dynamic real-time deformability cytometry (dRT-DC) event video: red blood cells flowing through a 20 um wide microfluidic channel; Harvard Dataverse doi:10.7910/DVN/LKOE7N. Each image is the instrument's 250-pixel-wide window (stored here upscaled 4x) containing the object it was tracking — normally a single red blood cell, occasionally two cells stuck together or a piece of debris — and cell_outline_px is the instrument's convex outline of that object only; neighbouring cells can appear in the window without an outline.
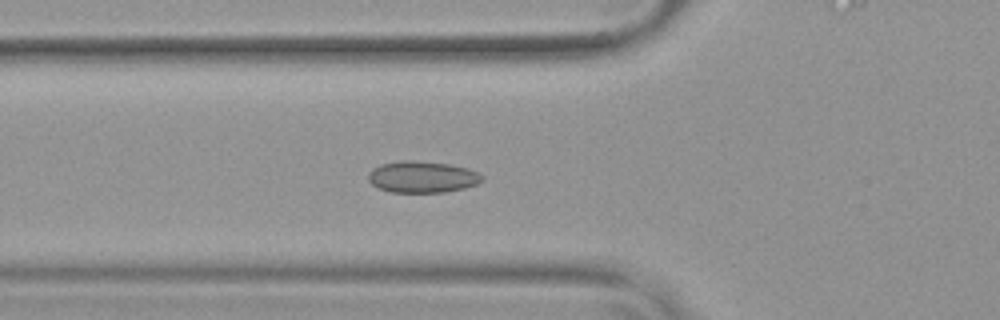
{"species": "common noctule bat (a hibernating species)", "species_latin": "Nyctalus noctula", "temperature_condition": "warm", "stored_images_in_passage": 33, "camera_frame_rate_fps": 3000, "um_per_image_px": 0.085, "animal": {"sex": "female", "body_mass_g": 19.9}, "frame": {"image": 1, "passage_image": 10, "time_ms": 3.0, "image_size_px": [1000, 320], "cell_outline_px": [[484, 180], [476, 184], [464, 188], [444, 192], [392, 192], [376, 188], [368, 180], [368, 172], [372, 168], [380, 164], [400, 160], [412, 160], [448, 164], [468, 168], [484, 176]], "centroid_in_image_um": [35.86, 15.03], "position_along_channel_um": 89.9, "area_um2": 21.04}, "authors_computed_cell_mechanics": {"area_um2": 19.4786, "velocity_mm_per_s": 3.7913, "shape_relaxation_time_tau1_ms": null, "shape_relaxation_time_tau2_ms": 1.8461, "deformation_change_tau1": null, "deformation_change_tau2": 0.0761}}